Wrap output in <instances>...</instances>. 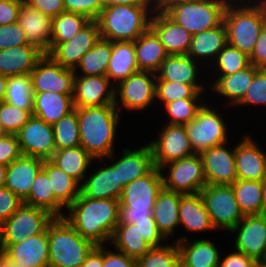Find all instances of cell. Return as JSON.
<instances>
[{
  "mask_svg": "<svg viewBox=\"0 0 266 267\" xmlns=\"http://www.w3.org/2000/svg\"><path fill=\"white\" fill-rule=\"evenodd\" d=\"M237 178L262 181L266 176V153L250 136H245L235 146Z\"/></svg>",
  "mask_w": 266,
  "mask_h": 267,
  "instance_id": "cb8c5ba5",
  "label": "cell"
},
{
  "mask_svg": "<svg viewBox=\"0 0 266 267\" xmlns=\"http://www.w3.org/2000/svg\"><path fill=\"white\" fill-rule=\"evenodd\" d=\"M91 20L80 13L62 12L53 18L49 53L62 42L72 39Z\"/></svg>",
  "mask_w": 266,
  "mask_h": 267,
  "instance_id": "7bdbcfd3",
  "label": "cell"
},
{
  "mask_svg": "<svg viewBox=\"0 0 266 267\" xmlns=\"http://www.w3.org/2000/svg\"><path fill=\"white\" fill-rule=\"evenodd\" d=\"M227 44V30L223 21L215 28L208 29L192 36L187 55L193 60L203 63L209 59L213 64L218 53ZM203 62H201V60Z\"/></svg>",
  "mask_w": 266,
  "mask_h": 267,
  "instance_id": "4dcf8cb0",
  "label": "cell"
},
{
  "mask_svg": "<svg viewBox=\"0 0 266 267\" xmlns=\"http://www.w3.org/2000/svg\"><path fill=\"white\" fill-rule=\"evenodd\" d=\"M230 232L236 233L235 249L261 262L266 253V214L244 215Z\"/></svg>",
  "mask_w": 266,
  "mask_h": 267,
  "instance_id": "e0dca14e",
  "label": "cell"
},
{
  "mask_svg": "<svg viewBox=\"0 0 266 267\" xmlns=\"http://www.w3.org/2000/svg\"><path fill=\"white\" fill-rule=\"evenodd\" d=\"M135 56L139 70L156 73L169 56L156 33L149 28L135 41Z\"/></svg>",
  "mask_w": 266,
  "mask_h": 267,
  "instance_id": "e575fe53",
  "label": "cell"
},
{
  "mask_svg": "<svg viewBox=\"0 0 266 267\" xmlns=\"http://www.w3.org/2000/svg\"><path fill=\"white\" fill-rule=\"evenodd\" d=\"M226 145L227 142L200 153L206 185H232L238 179L235 147L230 151Z\"/></svg>",
  "mask_w": 266,
  "mask_h": 267,
  "instance_id": "2e32d148",
  "label": "cell"
},
{
  "mask_svg": "<svg viewBox=\"0 0 266 267\" xmlns=\"http://www.w3.org/2000/svg\"><path fill=\"white\" fill-rule=\"evenodd\" d=\"M49 160L81 184L88 176L85 173L95 159L78 146L55 150Z\"/></svg>",
  "mask_w": 266,
  "mask_h": 267,
  "instance_id": "8d00e7d4",
  "label": "cell"
},
{
  "mask_svg": "<svg viewBox=\"0 0 266 267\" xmlns=\"http://www.w3.org/2000/svg\"><path fill=\"white\" fill-rule=\"evenodd\" d=\"M56 150L80 146L78 108L53 125Z\"/></svg>",
  "mask_w": 266,
  "mask_h": 267,
  "instance_id": "f6af8a7d",
  "label": "cell"
},
{
  "mask_svg": "<svg viewBox=\"0 0 266 267\" xmlns=\"http://www.w3.org/2000/svg\"><path fill=\"white\" fill-rule=\"evenodd\" d=\"M96 170L90 172L89 177H85L81 183L80 193L84 197L92 199L119 200L123 186L119 182L118 160Z\"/></svg>",
  "mask_w": 266,
  "mask_h": 267,
  "instance_id": "7402d4cb",
  "label": "cell"
},
{
  "mask_svg": "<svg viewBox=\"0 0 266 267\" xmlns=\"http://www.w3.org/2000/svg\"><path fill=\"white\" fill-rule=\"evenodd\" d=\"M110 243L117 251L134 259L144 256L152 247L146 243L135 224H118L115 227Z\"/></svg>",
  "mask_w": 266,
  "mask_h": 267,
  "instance_id": "ab89813d",
  "label": "cell"
},
{
  "mask_svg": "<svg viewBox=\"0 0 266 267\" xmlns=\"http://www.w3.org/2000/svg\"><path fill=\"white\" fill-rule=\"evenodd\" d=\"M254 267H266V265H264L261 262H257V264Z\"/></svg>",
  "mask_w": 266,
  "mask_h": 267,
  "instance_id": "11e5206c",
  "label": "cell"
},
{
  "mask_svg": "<svg viewBox=\"0 0 266 267\" xmlns=\"http://www.w3.org/2000/svg\"><path fill=\"white\" fill-rule=\"evenodd\" d=\"M23 201L10 189L0 187V225L5 222L21 205Z\"/></svg>",
  "mask_w": 266,
  "mask_h": 267,
  "instance_id": "6f0895ef",
  "label": "cell"
},
{
  "mask_svg": "<svg viewBox=\"0 0 266 267\" xmlns=\"http://www.w3.org/2000/svg\"><path fill=\"white\" fill-rule=\"evenodd\" d=\"M5 267H22L21 265L9 260L6 256H5Z\"/></svg>",
  "mask_w": 266,
  "mask_h": 267,
  "instance_id": "8c879c8a",
  "label": "cell"
},
{
  "mask_svg": "<svg viewBox=\"0 0 266 267\" xmlns=\"http://www.w3.org/2000/svg\"><path fill=\"white\" fill-rule=\"evenodd\" d=\"M2 253L22 267H49L48 233H40L12 245H0Z\"/></svg>",
  "mask_w": 266,
  "mask_h": 267,
  "instance_id": "ffe728a7",
  "label": "cell"
},
{
  "mask_svg": "<svg viewBox=\"0 0 266 267\" xmlns=\"http://www.w3.org/2000/svg\"><path fill=\"white\" fill-rule=\"evenodd\" d=\"M187 236L175 240L178 244L180 267H218L220 251L210 240L195 239L192 242Z\"/></svg>",
  "mask_w": 266,
  "mask_h": 267,
  "instance_id": "484cf974",
  "label": "cell"
},
{
  "mask_svg": "<svg viewBox=\"0 0 266 267\" xmlns=\"http://www.w3.org/2000/svg\"><path fill=\"white\" fill-rule=\"evenodd\" d=\"M115 86L107 76L75 75L73 102L75 108L114 104Z\"/></svg>",
  "mask_w": 266,
  "mask_h": 267,
  "instance_id": "d6986e66",
  "label": "cell"
},
{
  "mask_svg": "<svg viewBox=\"0 0 266 267\" xmlns=\"http://www.w3.org/2000/svg\"><path fill=\"white\" fill-rule=\"evenodd\" d=\"M156 79V73L140 70L118 83L114 91V105L117 110L121 112L122 108H126L140 111L150 107L156 99Z\"/></svg>",
  "mask_w": 266,
  "mask_h": 267,
  "instance_id": "7c38bea8",
  "label": "cell"
},
{
  "mask_svg": "<svg viewBox=\"0 0 266 267\" xmlns=\"http://www.w3.org/2000/svg\"><path fill=\"white\" fill-rule=\"evenodd\" d=\"M112 54V41L100 38L99 41L81 58L74 69L76 75L106 76ZM81 69V74L77 70Z\"/></svg>",
  "mask_w": 266,
  "mask_h": 267,
  "instance_id": "b9f144b4",
  "label": "cell"
},
{
  "mask_svg": "<svg viewBox=\"0 0 266 267\" xmlns=\"http://www.w3.org/2000/svg\"><path fill=\"white\" fill-rule=\"evenodd\" d=\"M44 54L26 44L0 50V75L5 77L30 74Z\"/></svg>",
  "mask_w": 266,
  "mask_h": 267,
  "instance_id": "83f0119b",
  "label": "cell"
},
{
  "mask_svg": "<svg viewBox=\"0 0 266 267\" xmlns=\"http://www.w3.org/2000/svg\"><path fill=\"white\" fill-rule=\"evenodd\" d=\"M197 61L186 55H169L156 72V81L178 82L192 85L198 92H204V86L199 79Z\"/></svg>",
  "mask_w": 266,
  "mask_h": 267,
  "instance_id": "4316f807",
  "label": "cell"
},
{
  "mask_svg": "<svg viewBox=\"0 0 266 267\" xmlns=\"http://www.w3.org/2000/svg\"><path fill=\"white\" fill-rule=\"evenodd\" d=\"M42 169L48 176L54 197L67 209L80 195L81 184L50 160H44Z\"/></svg>",
  "mask_w": 266,
  "mask_h": 267,
  "instance_id": "74e56055",
  "label": "cell"
},
{
  "mask_svg": "<svg viewBox=\"0 0 266 267\" xmlns=\"http://www.w3.org/2000/svg\"><path fill=\"white\" fill-rule=\"evenodd\" d=\"M200 195L216 230L230 232L243 219L232 185H206Z\"/></svg>",
  "mask_w": 266,
  "mask_h": 267,
  "instance_id": "30bf717a",
  "label": "cell"
},
{
  "mask_svg": "<svg viewBox=\"0 0 266 267\" xmlns=\"http://www.w3.org/2000/svg\"><path fill=\"white\" fill-rule=\"evenodd\" d=\"M155 93L156 101L162 102L163 105L177 99H200L203 94L192 85L169 81H156Z\"/></svg>",
  "mask_w": 266,
  "mask_h": 267,
  "instance_id": "c3c4849f",
  "label": "cell"
},
{
  "mask_svg": "<svg viewBox=\"0 0 266 267\" xmlns=\"http://www.w3.org/2000/svg\"><path fill=\"white\" fill-rule=\"evenodd\" d=\"M28 44L18 22L0 25V50Z\"/></svg>",
  "mask_w": 266,
  "mask_h": 267,
  "instance_id": "db71d44e",
  "label": "cell"
},
{
  "mask_svg": "<svg viewBox=\"0 0 266 267\" xmlns=\"http://www.w3.org/2000/svg\"><path fill=\"white\" fill-rule=\"evenodd\" d=\"M17 22L28 44L36 47L43 54H49L53 18L23 1Z\"/></svg>",
  "mask_w": 266,
  "mask_h": 267,
  "instance_id": "44dd1931",
  "label": "cell"
},
{
  "mask_svg": "<svg viewBox=\"0 0 266 267\" xmlns=\"http://www.w3.org/2000/svg\"><path fill=\"white\" fill-rule=\"evenodd\" d=\"M65 12L80 13L96 20L103 9L102 0H63Z\"/></svg>",
  "mask_w": 266,
  "mask_h": 267,
  "instance_id": "f5cc1de1",
  "label": "cell"
},
{
  "mask_svg": "<svg viewBox=\"0 0 266 267\" xmlns=\"http://www.w3.org/2000/svg\"><path fill=\"white\" fill-rule=\"evenodd\" d=\"M249 65V56L227 43L218 53L216 59L213 61V66L211 67H216L218 75H230L248 67Z\"/></svg>",
  "mask_w": 266,
  "mask_h": 267,
  "instance_id": "7dc6e473",
  "label": "cell"
},
{
  "mask_svg": "<svg viewBox=\"0 0 266 267\" xmlns=\"http://www.w3.org/2000/svg\"><path fill=\"white\" fill-rule=\"evenodd\" d=\"M136 229L142 236L143 240L148 243L152 248H157L165 245L166 239L159 232L154 218H148V220L136 221Z\"/></svg>",
  "mask_w": 266,
  "mask_h": 267,
  "instance_id": "11a10c76",
  "label": "cell"
},
{
  "mask_svg": "<svg viewBox=\"0 0 266 267\" xmlns=\"http://www.w3.org/2000/svg\"><path fill=\"white\" fill-rule=\"evenodd\" d=\"M75 75L74 69L64 68L49 54H44L30 73L33 93L74 94Z\"/></svg>",
  "mask_w": 266,
  "mask_h": 267,
  "instance_id": "4fadbf2b",
  "label": "cell"
},
{
  "mask_svg": "<svg viewBox=\"0 0 266 267\" xmlns=\"http://www.w3.org/2000/svg\"><path fill=\"white\" fill-rule=\"evenodd\" d=\"M230 0H174L162 11L193 35L217 27Z\"/></svg>",
  "mask_w": 266,
  "mask_h": 267,
  "instance_id": "52a82bcc",
  "label": "cell"
},
{
  "mask_svg": "<svg viewBox=\"0 0 266 267\" xmlns=\"http://www.w3.org/2000/svg\"><path fill=\"white\" fill-rule=\"evenodd\" d=\"M162 189V174L157 167L124 186L119 199L118 224H134L136 221L153 218V208Z\"/></svg>",
  "mask_w": 266,
  "mask_h": 267,
  "instance_id": "5b68a950",
  "label": "cell"
},
{
  "mask_svg": "<svg viewBox=\"0 0 266 267\" xmlns=\"http://www.w3.org/2000/svg\"><path fill=\"white\" fill-rule=\"evenodd\" d=\"M251 1L230 0L223 13L227 43L249 57L266 24V3L263 0Z\"/></svg>",
  "mask_w": 266,
  "mask_h": 267,
  "instance_id": "3957f363",
  "label": "cell"
},
{
  "mask_svg": "<svg viewBox=\"0 0 266 267\" xmlns=\"http://www.w3.org/2000/svg\"><path fill=\"white\" fill-rule=\"evenodd\" d=\"M205 104L197 111L195 118L184 125L195 154L226 143L228 140L227 125L224 123L222 115L212 106Z\"/></svg>",
  "mask_w": 266,
  "mask_h": 267,
  "instance_id": "9c48e42d",
  "label": "cell"
},
{
  "mask_svg": "<svg viewBox=\"0 0 266 267\" xmlns=\"http://www.w3.org/2000/svg\"><path fill=\"white\" fill-rule=\"evenodd\" d=\"M168 168L163 173L164 168ZM163 188L183 195L198 194L206 186L203 163L200 154L175 160L160 169Z\"/></svg>",
  "mask_w": 266,
  "mask_h": 267,
  "instance_id": "8fae6325",
  "label": "cell"
},
{
  "mask_svg": "<svg viewBox=\"0 0 266 267\" xmlns=\"http://www.w3.org/2000/svg\"><path fill=\"white\" fill-rule=\"evenodd\" d=\"M103 8L116 5H149L145 0H102Z\"/></svg>",
  "mask_w": 266,
  "mask_h": 267,
  "instance_id": "03108f58",
  "label": "cell"
},
{
  "mask_svg": "<svg viewBox=\"0 0 266 267\" xmlns=\"http://www.w3.org/2000/svg\"><path fill=\"white\" fill-rule=\"evenodd\" d=\"M16 136L24 156L49 160L56 150L53 126L34 115Z\"/></svg>",
  "mask_w": 266,
  "mask_h": 267,
  "instance_id": "9a60e30c",
  "label": "cell"
},
{
  "mask_svg": "<svg viewBox=\"0 0 266 267\" xmlns=\"http://www.w3.org/2000/svg\"><path fill=\"white\" fill-rule=\"evenodd\" d=\"M24 0H0V25L17 22Z\"/></svg>",
  "mask_w": 266,
  "mask_h": 267,
  "instance_id": "680465c9",
  "label": "cell"
},
{
  "mask_svg": "<svg viewBox=\"0 0 266 267\" xmlns=\"http://www.w3.org/2000/svg\"><path fill=\"white\" fill-rule=\"evenodd\" d=\"M21 156L22 152L16 135L6 134L0 138V164L8 166Z\"/></svg>",
  "mask_w": 266,
  "mask_h": 267,
  "instance_id": "9f6ffc18",
  "label": "cell"
},
{
  "mask_svg": "<svg viewBox=\"0 0 266 267\" xmlns=\"http://www.w3.org/2000/svg\"><path fill=\"white\" fill-rule=\"evenodd\" d=\"M183 194L163 188L153 208V218L159 232L168 240L179 225V206ZM168 238V239H167Z\"/></svg>",
  "mask_w": 266,
  "mask_h": 267,
  "instance_id": "d6a6232c",
  "label": "cell"
},
{
  "mask_svg": "<svg viewBox=\"0 0 266 267\" xmlns=\"http://www.w3.org/2000/svg\"><path fill=\"white\" fill-rule=\"evenodd\" d=\"M0 267H5V255L3 253L0 256Z\"/></svg>",
  "mask_w": 266,
  "mask_h": 267,
  "instance_id": "753ad0ef",
  "label": "cell"
},
{
  "mask_svg": "<svg viewBox=\"0 0 266 267\" xmlns=\"http://www.w3.org/2000/svg\"><path fill=\"white\" fill-rule=\"evenodd\" d=\"M49 267L81 266L96 247L82 238L64 217H55L47 226Z\"/></svg>",
  "mask_w": 266,
  "mask_h": 267,
  "instance_id": "8992f818",
  "label": "cell"
},
{
  "mask_svg": "<svg viewBox=\"0 0 266 267\" xmlns=\"http://www.w3.org/2000/svg\"><path fill=\"white\" fill-rule=\"evenodd\" d=\"M189 232L216 230L212 225L205 203L200 193L183 195L179 206V225Z\"/></svg>",
  "mask_w": 266,
  "mask_h": 267,
  "instance_id": "d590c367",
  "label": "cell"
},
{
  "mask_svg": "<svg viewBox=\"0 0 266 267\" xmlns=\"http://www.w3.org/2000/svg\"><path fill=\"white\" fill-rule=\"evenodd\" d=\"M250 104L266 106V69L264 68H260L256 72L245 96L237 105L245 106Z\"/></svg>",
  "mask_w": 266,
  "mask_h": 267,
  "instance_id": "816d5d0a",
  "label": "cell"
},
{
  "mask_svg": "<svg viewBox=\"0 0 266 267\" xmlns=\"http://www.w3.org/2000/svg\"><path fill=\"white\" fill-rule=\"evenodd\" d=\"M43 164L42 158L22 155L7 166L5 187L23 201L29 195Z\"/></svg>",
  "mask_w": 266,
  "mask_h": 267,
  "instance_id": "d4e9b609",
  "label": "cell"
},
{
  "mask_svg": "<svg viewBox=\"0 0 266 267\" xmlns=\"http://www.w3.org/2000/svg\"><path fill=\"white\" fill-rule=\"evenodd\" d=\"M100 38L97 21L91 20L72 39L59 43L49 55L64 68L75 69Z\"/></svg>",
  "mask_w": 266,
  "mask_h": 267,
  "instance_id": "ac0fdd59",
  "label": "cell"
},
{
  "mask_svg": "<svg viewBox=\"0 0 266 267\" xmlns=\"http://www.w3.org/2000/svg\"><path fill=\"white\" fill-rule=\"evenodd\" d=\"M154 167L161 169L175 160L194 155L184 125L166 124L159 132V137L149 142Z\"/></svg>",
  "mask_w": 266,
  "mask_h": 267,
  "instance_id": "5bb4252c",
  "label": "cell"
},
{
  "mask_svg": "<svg viewBox=\"0 0 266 267\" xmlns=\"http://www.w3.org/2000/svg\"><path fill=\"white\" fill-rule=\"evenodd\" d=\"M118 159V176L122 186L148 174L153 168V156L149 144L136 150L123 149Z\"/></svg>",
  "mask_w": 266,
  "mask_h": 267,
  "instance_id": "f546056e",
  "label": "cell"
},
{
  "mask_svg": "<svg viewBox=\"0 0 266 267\" xmlns=\"http://www.w3.org/2000/svg\"><path fill=\"white\" fill-rule=\"evenodd\" d=\"M24 2L51 18L65 12L63 0H24Z\"/></svg>",
  "mask_w": 266,
  "mask_h": 267,
  "instance_id": "94428289",
  "label": "cell"
},
{
  "mask_svg": "<svg viewBox=\"0 0 266 267\" xmlns=\"http://www.w3.org/2000/svg\"><path fill=\"white\" fill-rule=\"evenodd\" d=\"M55 217L48 211L23 203L0 225V245H12L44 233Z\"/></svg>",
  "mask_w": 266,
  "mask_h": 267,
  "instance_id": "ba28073f",
  "label": "cell"
},
{
  "mask_svg": "<svg viewBox=\"0 0 266 267\" xmlns=\"http://www.w3.org/2000/svg\"><path fill=\"white\" fill-rule=\"evenodd\" d=\"M136 267H180L178 244H165L151 248L144 256L136 260Z\"/></svg>",
  "mask_w": 266,
  "mask_h": 267,
  "instance_id": "bcb514c9",
  "label": "cell"
},
{
  "mask_svg": "<svg viewBox=\"0 0 266 267\" xmlns=\"http://www.w3.org/2000/svg\"><path fill=\"white\" fill-rule=\"evenodd\" d=\"M120 119L114 104L78 108L80 146L94 159H118L113 151Z\"/></svg>",
  "mask_w": 266,
  "mask_h": 267,
  "instance_id": "7a4b0ae2",
  "label": "cell"
},
{
  "mask_svg": "<svg viewBox=\"0 0 266 267\" xmlns=\"http://www.w3.org/2000/svg\"><path fill=\"white\" fill-rule=\"evenodd\" d=\"M74 109L73 94L34 93L33 115L52 126Z\"/></svg>",
  "mask_w": 266,
  "mask_h": 267,
  "instance_id": "f1b7e54d",
  "label": "cell"
},
{
  "mask_svg": "<svg viewBox=\"0 0 266 267\" xmlns=\"http://www.w3.org/2000/svg\"><path fill=\"white\" fill-rule=\"evenodd\" d=\"M249 60L255 67L266 69V24L260 32Z\"/></svg>",
  "mask_w": 266,
  "mask_h": 267,
  "instance_id": "6125c7cd",
  "label": "cell"
},
{
  "mask_svg": "<svg viewBox=\"0 0 266 267\" xmlns=\"http://www.w3.org/2000/svg\"><path fill=\"white\" fill-rule=\"evenodd\" d=\"M138 71L140 70L136 62L134 42H112V54L106 71V76L111 83L116 86Z\"/></svg>",
  "mask_w": 266,
  "mask_h": 267,
  "instance_id": "836d02e7",
  "label": "cell"
},
{
  "mask_svg": "<svg viewBox=\"0 0 266 267\" xmlns=\"http://www.w3.org/2000/svg\"><path fill=\"white\" fill-rule=\"evenodd\" d=\"M232 188L243 215L264 214L262 181L237 179Z\"/></svg>",
  "mask_w": 266,
  "mask_h": 267,
  "instance_id": "60d3db41",
  "label": "cell"
},
{
  "mask_svg": "<svg viewBox=\"0 0 266 267\" xmlns=\"http://www.w3.org/2000/svg\"><path fill=\"white\" fill-rule=\"evenodd\" d=\"M6 135V132L4 131L2 125L0 124V138Z\"/></svg>",
  "mask_w": 266,
  "mask_h": 267,
  "instance_id": "34e18365",
  "label": "cell"
},
{
  "mask_svg": "<svg viewBox=\"0 0 266 267\" xmlns=\"http://www.w3.org/2000/svg\"><path fill=\"white\" fill-rule=\"evenodd\" d=\"M261 263H263L264 265H266V253H265L263 259L261 260Z\"/></svg>",
  "mask_w": 266,
  "mask_h": 267,
  "instance_id": "2a66077c",
  "label": "cell"
},
{
  "mask_svg": "<svg viewBox=\"0 0 266 267\" xmlns=\"http://www.w3.org/2000/svg\"><path fill=\"white\" fill-rule=\"evenodd\" d=\"M34 93L30 74L7 77L4 102L14 107L33 111Z\"/></svg>",
  "mask_w": 266,
  "mask_h": 267,
  "instance_id": "ee69618b",
  "label": "cell"
},
{
  "mask_svg": "<svg viewBox=\"0 0 266 267\" xmlns=\"http://www.w3.org/2000/svg\"><path fill=\"white\" fill-rule=\"evenodd\" d=\"M174 0H145L154 10H163L169 3Z\"/></svg>",
  "mask_w": 266,
  "mask_h": 267,
  "instance_id": "003e7915",
  "label": "cell"
},
{
  "mask_svg": "<svg viewBox=\"0 0 266 267\" xmlns=\"http://www.w3.org/2000/svg\"><path fill=\"white\" fill-rule=\"evenodd\" d=\"M200 99H177L164 105L169 119L167 124L185 125L195 118L197 111L203 106ZM199 104H198V103Z\"/></svg>",
  "mask_w": 266,
  "mask_h": 267,
  "instance_id": "681fc988",
  "label": "cell"
},
{
  "mask_svg": "<svg viewBox=\"0 0 266 267\" xmlns=\"http://www.w3.org/2000/svg\"><path fill=\"white\" fill-rule=\"evenodd\" d=\"M150 5H116L102 9L96 21L100 36L112 42L132 41L150 28Z\"/></svg>",
  "mask_w": 266,
  "mask_h": 267,
  "instance_id": "277c9868",
  "label": "cell"
},
{
  "mask_svg": "<svg viewBox=\"0 0 266 267\" xmlns=\"http://www.w3.org/2000/svg\"><path fill=\"white\" fill-rule=\"evenodd\" d=\"M119 206V200L92 199L80 193L63 217L82 238L105 245L119 223Z\"/></svg>",
  "mask_w": 266,
  "mask_h": 267,
  "instance_id": "6da1fadb",
  "label": "cell"
},
{
  "mask_svg": "<svg viewBox=\"0 0 266 267\" xmlns=\"http://www.w3.org/2000/svg\"><path fill=\"white\" fill-rule=\"evenodd\" d=\"M103 245L96 246L87 256L81 267H102Z\"/></svg>",
  "mask_w": 266,
  "mask_h": 267,
  "instance_id": "e7e4bbea",
  "label": "cell"
},
{
  "mask_svg": "<svg viewBox=\"0 0 266 267\" xmlns=\"http://www.w3.org/2000/svg\"><path fill=\"white\" fill-rule=\"evenodd\" d=\"M260 68L250 64L248 67L230 75H218L210 84V89L230 101L229 104L235 106L243 99L245 93L252 83L256 72Z\"/></svg>",
  "mask_w": 266,
  "mask_h": 267,
  "instance_id": "1f68e13d",
  "label": "cell"
},
{
  "mask_svg": "<svg viewBox=\"0 0 266 267\" xmlns=\"http://www.w3.org/2000/svg\"><path fill=\"white\" fill-rule=\"evenodd\" d=\"M23 203L48 211L54 217H63L65 208L55 197L46 172L41 169L34 179L29 195Z\"/></svg>",
  "mask_w": 266,
  "mask_h": 267,
  "instance_id": "f35d334b",
  "label": "cell"
},
{
  "mask_svg": "<svg viewBox=\"0 0 266 267\" xmlns=\"http://www.w3.org/2000/svg\"><path fill=\"white\" fill-rule=\"evenodd\" d=\"M262 199H263L264 214H266V176L262 180Z\"/></svg>",
  "mask_w": 266,
  "mask_h": 267,
  "instance_id": "2644e50d",
  "label": "cell"
},
{
  "mask_svg": "<svg viewBox=\"0 0 266 267\" xmlns=\"http://www.w3.org/2000/svg\"><path fill=\"white\" fill-rule=\"evenodd\" d=\"M150 28L159 37L169 55H186L192 34L171 20L162 10H154Z\"/></svg>",
  "mask_w": 266,
  "mask_h": 267,
  "instance_id": "603a6c76",
  "label": "cell"
},
{
  "mask_svg": "<svg viewBox=\"0 0 266 267\" xmlns=\"http://www.w3.org/2000/svg\"><path fill=\"white\" fill-rule=\"evenodd\" d=\"M103 245L102 267H136V259L118 251L113 252ZM107 249V250H106Z\"/></svg>",
  "mask_w": 266,
  "mask_h": 267,
  "instance_id": "91938a15",
  "label": "cell"
},
{
  "mask_svg": "<svg viewBox=\"0 0 266 267\" xmlns=\"http://www.w3.org/2000/svg\"><path fill=\"white\" fill-rule=\"evenodd\" d=\"M33 111L23 110L9 103H0V124L6 134L16 135L32 117Z\"/></svg>",
  "mask_w": 266,
  "mask_h": 267,
  "instance_id": "f907efd6",
  "label": "cell"
},
{
  "mask_svg": "<svg viewBox=\"0 0 266 267\" xmlns=\"http://www.w3.org/2000/svg\"><path fill=\"white\" fill-rule=\"evenodd\" d=\"M7 88V77L0 75V103L4 101Z\"/></svg>",
  "mask_w": 266,
  "mask_h": 267,
  "instance_id": "a7ac6f4b",
  "label": "cell"
},
{
  "mask_svg": "<svg viewBox=\"0 0 266 267\" xmlns=\"http://www.w3.org/2000/svg\"><path fill=\"white\" fill-rule=\"evenodd\" d=\"M256 264L255 259L235 250L234 253H229L224 258L221 256L218 267H254Z\"/></svg>",
  "mask_w": 266,
  "mask_h": 267,
  "instance_id": "be15d7a7",
  "label": "cell"
},
{
  "mask_svg": "<svg viewBox=\"0 0 266 267\" xmlns=\"http://www.w3.org/2000/svg\"><path fill=\"white\" fill-rule=\"evenodd\" d=\"M7 166L0 164V187L5 186Z\"/></svg>",
  "mask_w": 266,
  "mask_h": 267,
  "instance_id": "89a4df30",
  "label": "cell"
}]
</instances>
